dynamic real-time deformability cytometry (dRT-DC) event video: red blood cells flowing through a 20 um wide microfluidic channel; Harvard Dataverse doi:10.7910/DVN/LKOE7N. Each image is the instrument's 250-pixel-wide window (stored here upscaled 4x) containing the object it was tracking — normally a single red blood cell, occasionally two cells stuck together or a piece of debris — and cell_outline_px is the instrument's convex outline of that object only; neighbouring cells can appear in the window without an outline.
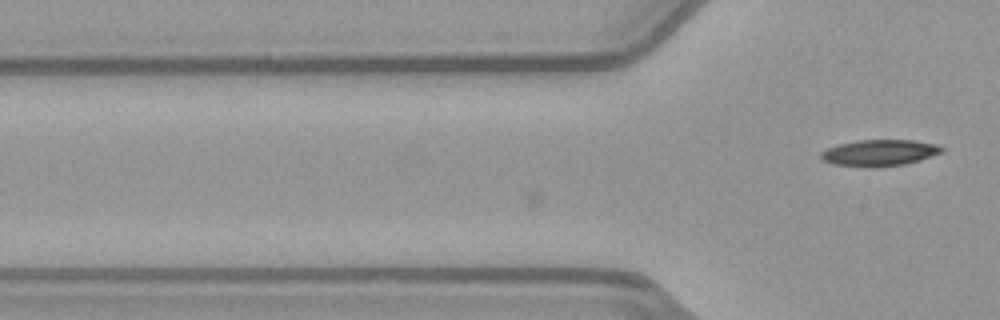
{"species": "common noctule bat (a hibernating species)", "species_latin": "Nyctalus noctula", "temperature_condition": "warm", "stored_images_in_passage": 6, "camera_frame_rate_fps": 3000, "um_per_image_px": 0.085, "animal": {"sex": "female", "body_mass_g": 21.9}, "frame": {"image": 1, "passage_image": 6, "time_ms": 1.667, "image_size_px": [1000, 320], "cell_outline_px": [[944, 152], [920, 160], [904, 164], [876, 168], [864, 168], [832, 164], [820, 160], [820, 152], [828, 148], [840, 144], [860, 140], [912, 140], [936, 144], [944, 148]], "centroid_in_image_um": [74.73, 13.01], "position_along_channel_um": 51.1, "area_um2": 18.84}}